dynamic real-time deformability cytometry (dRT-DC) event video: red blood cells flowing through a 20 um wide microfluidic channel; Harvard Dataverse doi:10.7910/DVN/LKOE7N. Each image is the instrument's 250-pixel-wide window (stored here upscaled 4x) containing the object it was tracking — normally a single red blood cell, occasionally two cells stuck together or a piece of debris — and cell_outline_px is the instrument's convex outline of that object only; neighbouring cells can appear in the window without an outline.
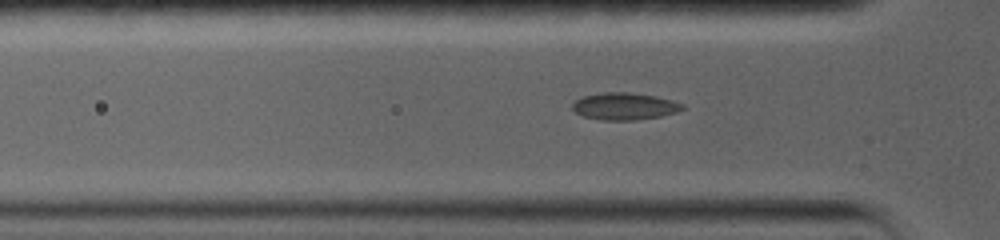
{"species": "common noctule bat (a hibernating species)", "species_latin": "Nyctalus noctula", "temperature_condition": "warm", "stored_images_in_passage": 24, "camera_frame_rate_fps": 5000, "um_per_image_px": 0.085, "animal": {"sex": "female", "body_mass_g": 19.0, "forearm_length_mm": 56.7}, "frame": {"image": 1, "passage_image": 8, "time_ms": 3.6, "image_size_px": [1000, 240], "cell_outline_px": [[684, 108], [676, 112], [660, 116], [636, 120], [600, 120], [584, 116], [576, 112], [572, 108], [572, 104], [576, 100], [584, 96], [604, 92], [628, 92], [656, 96], [672, 100], [684, 104]], "centroid_in_image_um": [53.09, 9.03], "position_along_channel_um": 72.7, "area_um2": 17.28}}
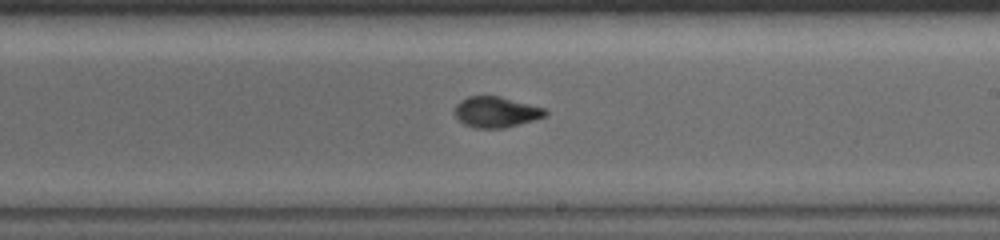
{"frame": {"image": 2, "passage_image": 16, "time_ms": 8.4, "image_size_px": [1000, 240], "cell_outline_px": [[548, 112], [544, 116], [536, 120], [504, 128], [476, 128], [464, 124], [456, 116], [456, 104], [460, 100], [468, 96], [500, 96], [544, 108]], "centroid_in_image_um": [42.18, 9.52], "position_along_channel_um": 246.8, "area_um2": 16.13}}
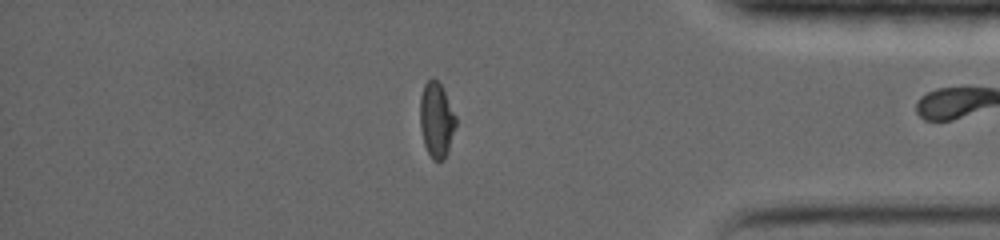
{"frame": {"image": 3, "passage_image": 23, "time_ms": 13.2, "image_size_px": [1000, 240], "cell_outline_px": [[456, 124], [444, 160], [432, 160], [424, 144], [420, 128], [420, 96], [424, 84], [432, 76], [440, 84], [456, 116]], "centroid_in_image_um": [37.07, 10.17], "position_along_channel_um": 398.1, "area_um2": 15.49}, "authors_computed_cell_mechanics": {"area_um2": 16.5597, "velocity_mm_per_s": 3.6274, "shape_relaxation_time_tau1_ms": null, "shape_relaxation_time_tau2_ms": 0.7987, "deformation_change_tau1": null, "deformation_change_tau2": 0.0446}}